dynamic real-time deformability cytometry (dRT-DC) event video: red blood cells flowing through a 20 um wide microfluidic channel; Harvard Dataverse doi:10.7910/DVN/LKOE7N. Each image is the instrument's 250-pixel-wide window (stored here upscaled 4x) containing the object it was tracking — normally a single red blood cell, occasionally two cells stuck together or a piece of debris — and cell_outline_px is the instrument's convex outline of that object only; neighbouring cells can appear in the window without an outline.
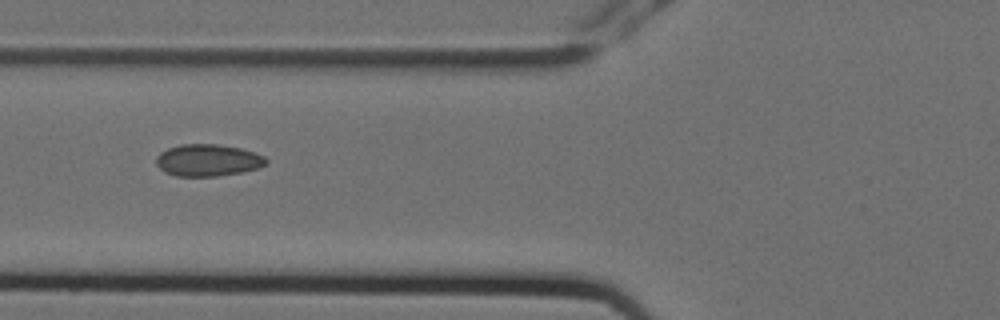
{"species": "Egyptian fruit bat (a non-hibernating species)", "species_latin": "Rousettus aegyptiacus", "temperature_condition": "cold", "stored_images_in_passage": 9, "camera_frame_rate_fps": 3000, "um_per_image_px": 0.085, "animal": {"sex": "female"}, "frame": {"image": 1, "passage_image": 6, "time_ms": 1.667, "image_size_px": [1000, 320], "cell_outline_px": [[268, 160], [264, 164], [256, 168], [240, 172], [216, 176], [176, 176], [164, 172], [156, 164], [156, 156], [160, 152], [168, 148], [180, 144], [216, 144], [240, 148], [264, 156]], "centroid_in_image_um": [17.61, 13.61], "position_along_channel_um": 108.2, "area_um2": 20.29}}
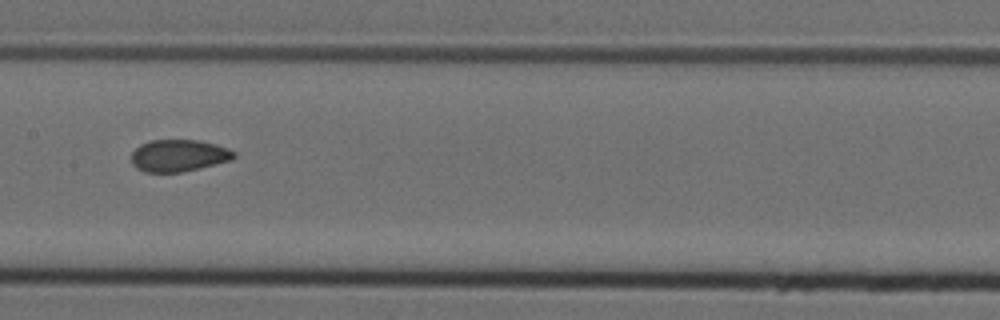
{"frame": {"image": 2, "passage_image": 8, "time_ms": 2.333, "image_size_px": [1000, 320], "cell_outline_px": [[236, 156], [232, 160], [184, 172], [144, 172], [136, 168], [132, 164], [132, 152], [140, 144], [152, 140], [200, 140], [216, 144], [228, 148], [236, 152]], "centroid_in_image_um": [15.21, 13.22], "position_along_channel_um": 192.2, "area_um2": 19.31}}
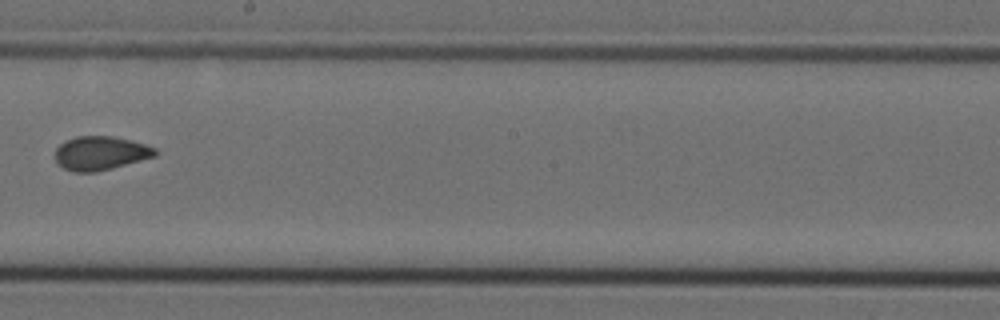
{"frame": {"image": 3, "passage_image": 9, "time_ms": 2.667, "image_size_px": [1000, 320], "cell_outline_px": [[156, 156], [112, 168], [96, 172], [72, 172], [64, 168], [56, 160], [56, 148], [64, 140], [76, 136], [112, 136], [132, 140], [156, 148]], "centroid_in_image_um": [8.54, 13.01], "position_along_channel_um": 239.7, "area_um2": 19.71}}